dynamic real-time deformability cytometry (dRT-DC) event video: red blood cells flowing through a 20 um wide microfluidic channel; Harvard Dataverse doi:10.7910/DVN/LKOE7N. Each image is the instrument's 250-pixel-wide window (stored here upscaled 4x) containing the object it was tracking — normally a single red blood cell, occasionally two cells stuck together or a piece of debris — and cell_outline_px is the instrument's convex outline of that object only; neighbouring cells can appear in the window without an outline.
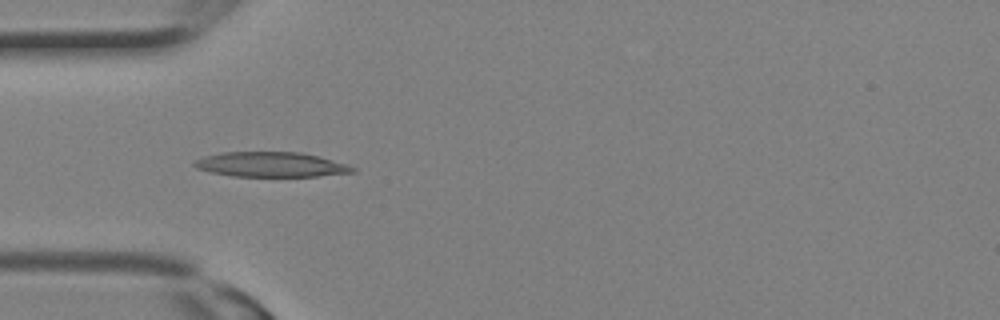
{"species": "Egyptian fruit bat (a non-hibernating species)", "species_latin": "Rousettus aegyptiacus", "temperature_condition": "room temperature", "stored_images_in_passage": 13, "camera_frame_rate_fps": 3000, "um_per_image_px": 0.085, "animal": {"sex": "female"}, "frame": {"image": 1, "passage_image": 8, "time_ms": 2.333, "image_size_px": [1000, 320], "cell_outline_px": [[356, 172], [316, 176], [232, 176], [208, 172], [196, 168], [192, 164], [196, 160], [204, 156], [224, 152], [300, 152], [316, 156], [344, 164], [356, 168]], "centroid_in_image_um": [22.97, 13.99], "position_along_channel_um": 62.0, "area_um2": 22.72}}
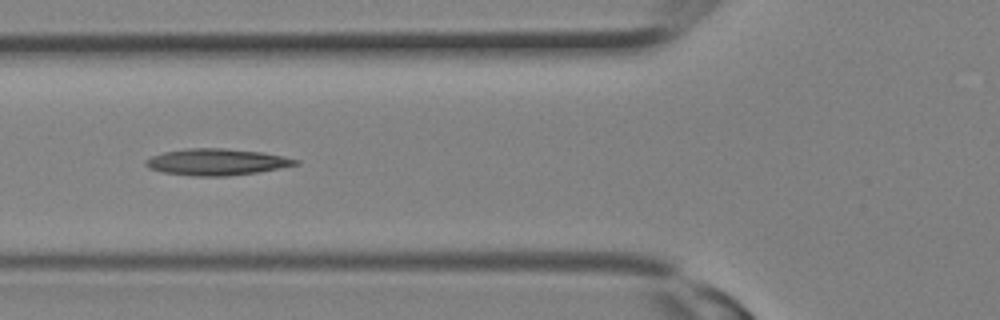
{"frame": {"image": 2, "passage_image": 10, "time_ms": 3.0, "image_size_px": [1000, 320], "cell_outline_px": [[300, 164], [256, 172], [228, 176], [192, 176], [164, 172], [148, 168], [144, 164], [144, 160], [152, 156], [164, 152], [188, 148], [224, 148], [264, 152], [284, 156], [300, 160]], "centroid_in_image_um": [18.42, 13.76], "position_along_channel_um": 107.4, "area_um2": 23.18}}
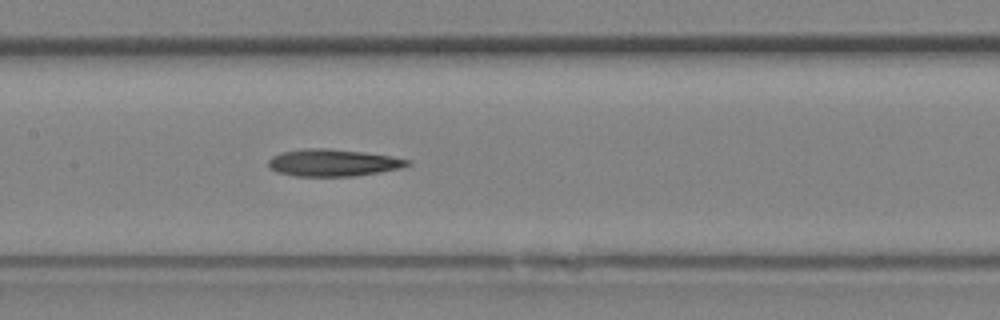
{"frame": {"image": 3, "passage_image": 13, "time_ms": 4.0, "image_size_px": [1000, 320], "cell_outline_px": [[412, 164], [404, 168], [356, 176], [296, 176], [276, 172], [268, 168], [268, 160], [272, 156], [280, 152], [304, 148], [328, 148], [364, 152], [392, 156], [412, 160]], "centroid_in_image_um": [28.33, 13.83], "position_along_channel_um": 179.1, "area_um2": 22.37}}